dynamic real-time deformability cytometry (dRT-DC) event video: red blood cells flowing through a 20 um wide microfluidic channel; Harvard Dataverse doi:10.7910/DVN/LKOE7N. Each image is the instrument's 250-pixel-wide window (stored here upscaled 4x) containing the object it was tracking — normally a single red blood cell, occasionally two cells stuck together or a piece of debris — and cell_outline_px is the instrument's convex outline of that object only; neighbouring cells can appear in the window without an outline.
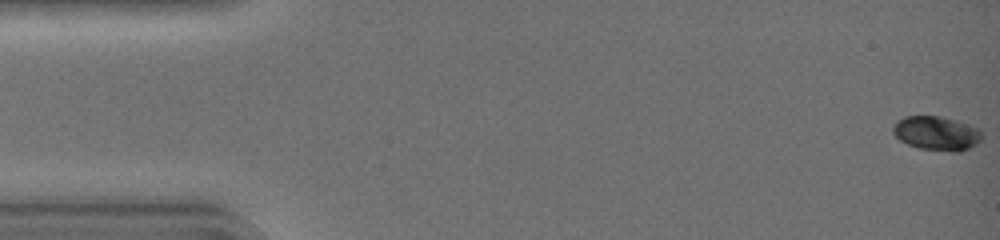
{"species": "common noctule bat (a hibernating species)", "species_latin": "Nyctalus noctula", "temperature_condition": "warm", "stored_images_in_passage": 44, "camera_frame_rate_fps": 3000, "um_per_image_px": 0.085, "animal": {"sex": "female", "body_mass_g": 19.0, "forearm_length_mm": 51.5}, "frame": {"image": 1, "passage_image": 1, "time_ms": 0.0, "image_size_px": [1000, 240], "cell_outline_px": [[980, 140], [968, 148], [920, 148], [908, 144], [900, 140], [892, 132], [892, 128], [904, 116], [936, 116], [952, 120], [976, 128], [980, 132]], "centroid_in_image_um": [79.5, 11.28], "position_along_channel_um": 5.5, "area_um2": 16.24}}
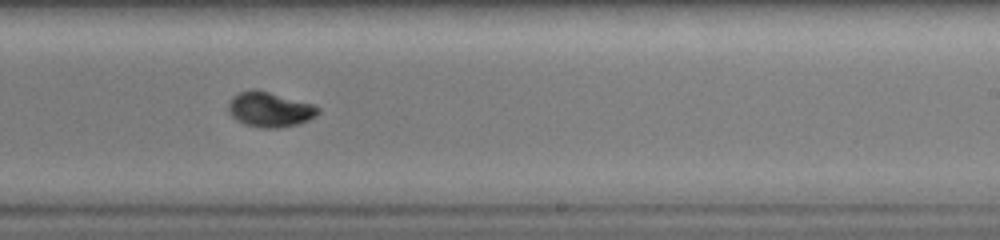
{"frame": {"image": 2, "passage_image": 28, "time_ms": 9.0, "image_size_px": [1000, 240], "cell_outline_px": [[320, 112], [308, 120], [296, 124], [280, 128], [260, 128], [244, 124], [232, 116], [228, 112], [228, 104], [232, 96], [240, 92], [252, 88], [256, 88], [312, 104], [320, 108]], "centroid_in_image_um": [22.9, 9.3], "position_along_channel_um": 266.1, "area_um2": 18.32}}
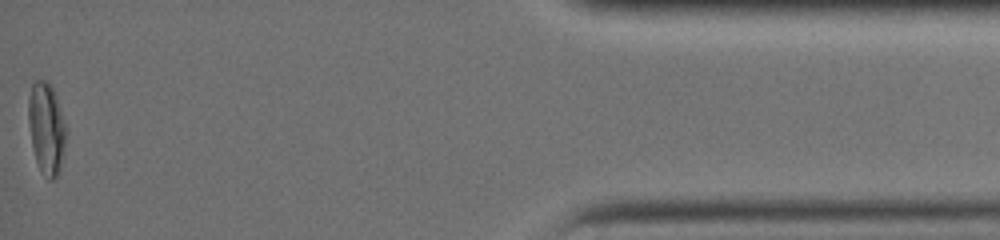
{"frame": {"image": 3, "passage_image": 44, "time_ms": 14.333, "image_size_px": [1000, 240], "cell_outline_px": [[68, 132], [60, 168], [56, 176], [52, 180], [48, 180], [40, 168], [36, 160], [32, 144], [28, 120], [28, 100], [32, 84], [36, 80], [48, 80], [56, 96]], "centroid_in_image_um": [3.96, 10.88], "position_along_channel_um": 431.2, "area_um2": 20.06}, "authors_computed_cell_mechanics": {"area_um2": 17.3689, "velocity_mm_per_s": 4.4734, "shape_relaxation_time_tau1_ms": 3.6797, "shape_relaxation_time_tau2_ms": 2.4754, "deformation_change_tau1": 0.1719, "deformation_change_tau2": 0.0338}}